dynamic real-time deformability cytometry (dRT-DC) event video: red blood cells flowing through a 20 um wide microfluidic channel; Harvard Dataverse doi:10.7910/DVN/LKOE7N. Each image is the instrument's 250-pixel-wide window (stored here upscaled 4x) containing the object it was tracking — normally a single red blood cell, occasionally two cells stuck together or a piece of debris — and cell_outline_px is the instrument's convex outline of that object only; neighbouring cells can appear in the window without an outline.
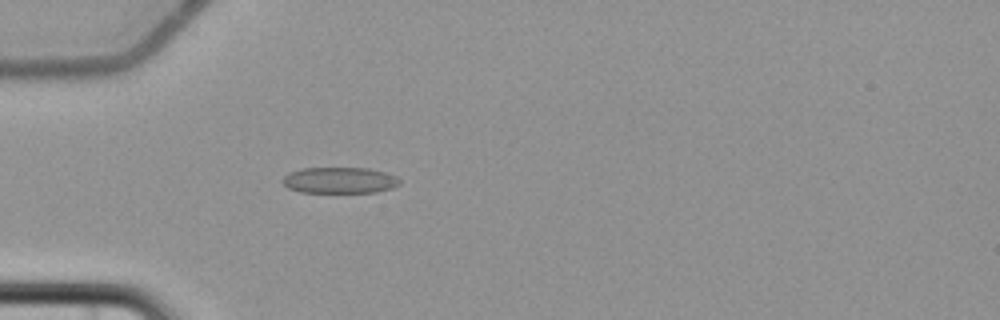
{"species": "common noctule bat (a hibernating species)", "species_latin": "Nyctalus noctula", "temperature_condition": "cold", "stored_images_in_passage": 5, "camera_frame_rate_fps": 3000, "um_per_image_px": 0.085, "animal": {"sex": "female", "body_mass_g": 22.7, "forearm_length_mm": 54.2}, "frame": {"image": 1, "passage_image": 5, "time_ms": 6.0, "image_size_px": [1000, 320], "cell_outline_px": [[400, 184], [392, 188], [376, 192], [300, 192], [288, 188], [280, 180], [288, 172], [304, 168], [368, 168], [384, 172], [396, 176], [400, 180]], "centroid_in_image_um": [28.85, 15.32], "position_along_channel_um": 56.2, "area_um2": 17.86}}